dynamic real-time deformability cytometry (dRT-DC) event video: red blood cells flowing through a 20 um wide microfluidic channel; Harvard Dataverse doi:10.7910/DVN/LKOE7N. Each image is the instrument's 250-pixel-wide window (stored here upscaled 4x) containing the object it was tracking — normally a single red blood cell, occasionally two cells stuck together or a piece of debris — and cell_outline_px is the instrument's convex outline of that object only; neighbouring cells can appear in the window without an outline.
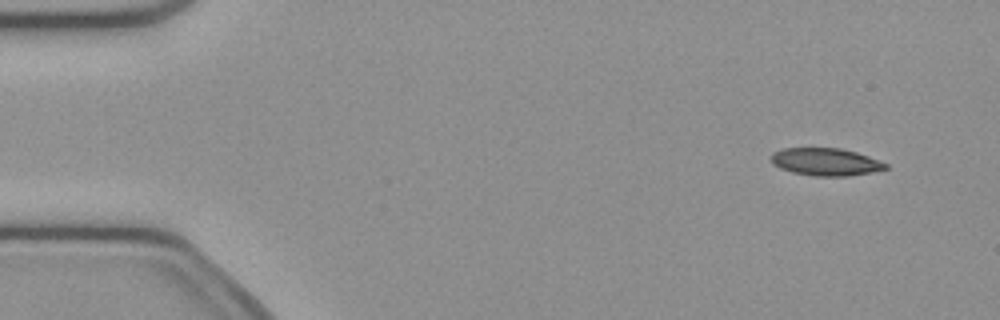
{"species": "common noctule bat (a hibernating species)", "species_latin": "Nyctalus noctula", "temperature_condition": "cold", "stored_images_in_passage": 51, "camera_frame_rate_fps": 3000, "um_per_image_px": 0.085, "animal": {"sex": "female", "body_mass_g": 21.9}, "frame": {"image": 1, "passage_image": 3, "time_ms": 0.667, "image_size_px": [1000, 320], "cell_outline_px": [[888, 168], [872, 172], [848, 176], [816, 176], [792, 172], [780, 168], [772, 164], [772, 152], [784, 148], [840, 148], [856, 152], [868, 156], [888, 164]], "centroid_in_image_um": [70.18, 13.76], "position_along_channel_um": 14.8, "area_um2": 18.32}}
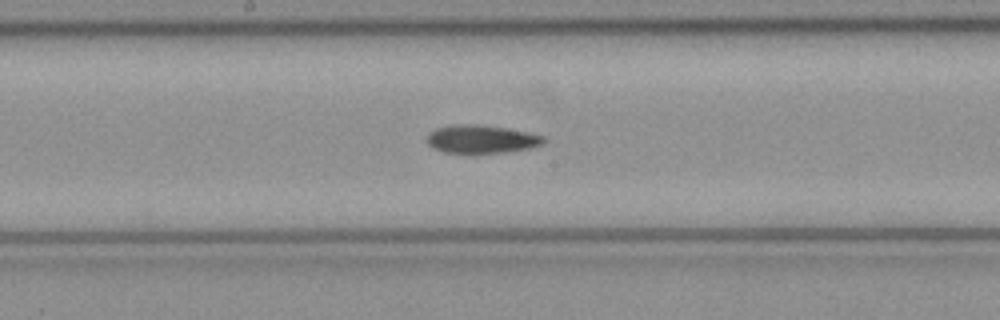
{"frame": {"image": 2, "passage_image": 26, "time_ms": 8.333, "image_size_px": [1000, 320], "cell_outline_px": [[548, 140], [544, 144], [528, 148], [504, 152], [444, 152], [432, 148], [424, 140], [428, 132], [436, 128], [452, 124], [476, 124], [532, 132], [544, 136]], "centroid_in_image_um": [40.9, 11.81], "position_along_channel_um": 207.3, "area_um2": 19.31}}
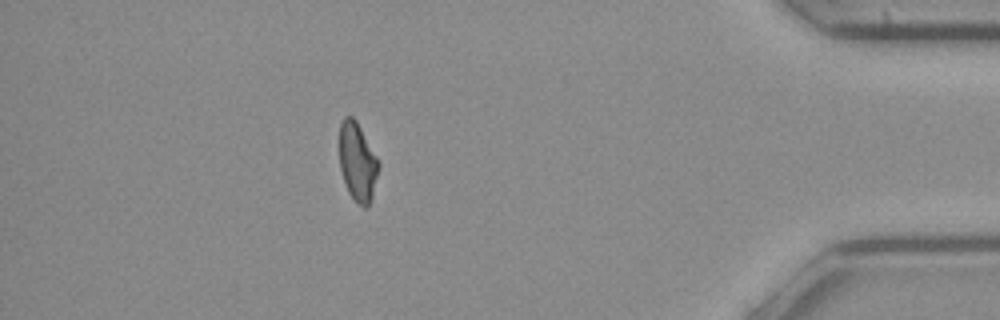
{"frame": {"image": 3, "passage_image": 45, "time_ms": 14.667, "image_size_px": [1000, 320], "cell_outline_px": [[380, 168], [372, 200], [368, 208], [364, 208], [356, 204], [348, 192], [340, 168], [340, 124], [344, 116], [352, 116], [356, 120], [376, 156], [380, 164]], "centroid_in_image_um": [30.41, 13.83], "position_along_channel_um": 404.8, "area_um2": 18.15}, "authors_computed_cell_mechanics": {"area_um2": 18.9584, "velocity_mm_per_s": 3.9087, "shape_relaxation_time_tau1_ms": null, "shape_relaxation_time_tau2_ms": 5.2448, "deformation_change_tau1": null, "deformation_change_tau2": 0.1428}}